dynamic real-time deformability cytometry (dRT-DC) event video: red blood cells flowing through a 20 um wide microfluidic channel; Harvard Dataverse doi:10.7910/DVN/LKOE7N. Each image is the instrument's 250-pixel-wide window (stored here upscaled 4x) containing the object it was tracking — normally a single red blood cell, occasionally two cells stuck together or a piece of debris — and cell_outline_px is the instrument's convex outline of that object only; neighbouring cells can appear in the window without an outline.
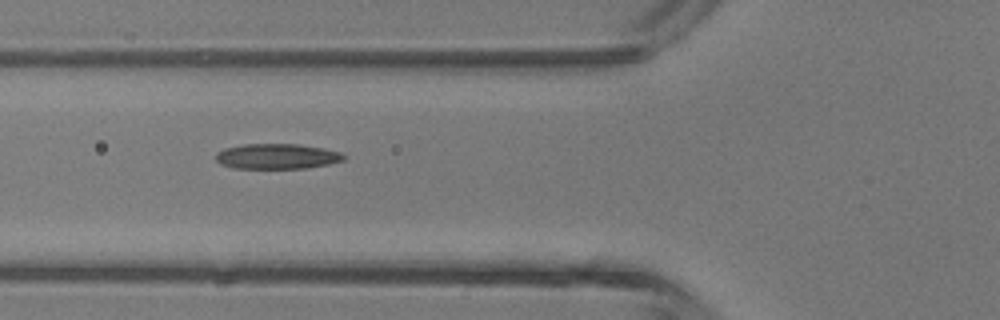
{"species": "common noctule bat (a hibernating species)", "species_latin": "Nyctalus noctula", "temperature_condition": "room temperature", "stored_images_in_passage": 3, "camera_frame_rate_fps": 3000, "um_per_image_px": 0.085, "animal": {"sex": "male", "body_mass_g": 13.3}, "frame": {"image": 1, "passage_image": 2, "time_ms": 2.0, "image_size_px": [1000, 320], "cell_outline_px": [[344, 160], [328, 164], [308, 168], [232, 168], [220, 164], [216, 160], [216, 152], [224, 148], [244, 144], [300, 144], [324, 148], [340, 152], [344, 156]], "centroid_in_image_um": [23.52, 13.28], "position_along_channel_um": 102.3, "area_um2": 18.9}}
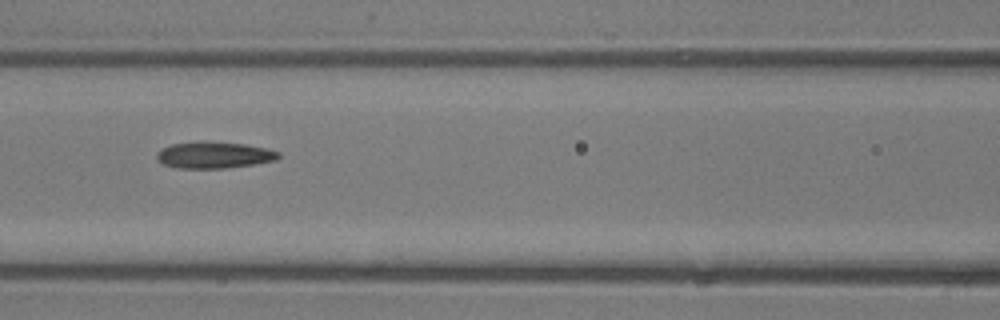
{"frame": {"image": 2, "passage_image": 3, "time_ms": 3.0, "image_size_px": [1000, 320], "cell_outline_px": [[280, 156], [276, 160], [256, 164], [228, 168], [176, 168], [164, 164], [156, 156], [156, 152], [160, 148], [172, 144], [200, 140], [204, 140], [244, 144], [268, 148], [280, 152]], "centroid_in_image_um": [18.21, 13.16], "position_along_channel_um": 148.4, "area_um2": 19.19}}